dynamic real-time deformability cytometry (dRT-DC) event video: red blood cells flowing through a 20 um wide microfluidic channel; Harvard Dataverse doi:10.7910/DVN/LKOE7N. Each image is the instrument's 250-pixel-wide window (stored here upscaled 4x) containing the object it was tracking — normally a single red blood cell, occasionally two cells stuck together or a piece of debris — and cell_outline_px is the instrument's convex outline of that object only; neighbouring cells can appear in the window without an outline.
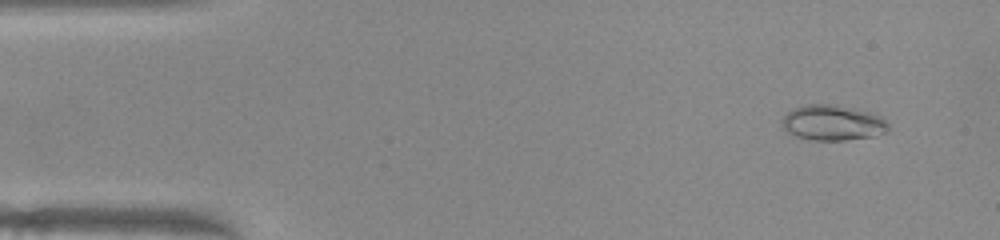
{"species": "common noctule bat (a hibernating species)", "species_latin": "Nyctalus noctula", "temperature_condition": "warm", "stored_images_in_passage": 51, "camera_frame_rate_fps": 3000, "um_per_image_px": 0.085, "animal": {"sex": "female", "body_mass_g": 22.0, "forearm_length_mm": 56.7}, "frame": {"image": 1, "passage_image": 4, "time_ms": 1.0, "image_size_px": [1000, 240], "cell_outline_px": [[888, 132], [872, 136], [844, 140], [812, 140], [796, 136], [788, 132], [784, 128], [780, 120], [788, 112], [796, 108], [808, 104], [836, 104], [864, 112], [876, 116], [884, 120], [888, 124]], "centroid_in_image_um": [70.73, 10.45], "position_along_channel_um": 14.3, "area_um2": 21.44}}
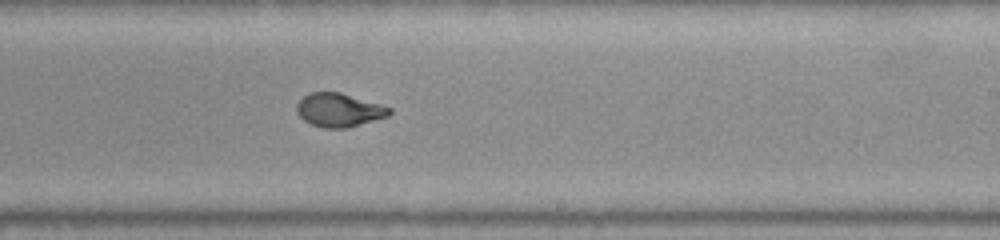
{"frame": {"image": 2, "passage_image": 30, "time_ms": 9.667, "image_size_px": [1000, 240], "cell_outline_px": [[392, 112], [388, 116], [348, 128], [324, 128], [312, 124], [304, 120], [296, 112], [296, 104], [304, 96], [312, 92], [340, 92], [380, 104], [392, 108]], "centroid_in_image_um": [28.82, 9.35], "position_along_channel_um": 260.2, "area_um2": 18.09}}
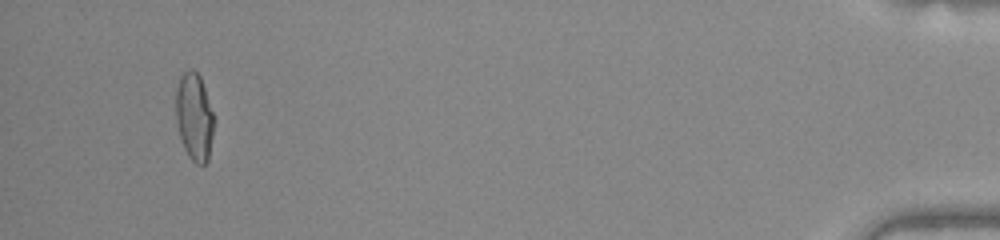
{"frame": {"image": 3, "passage_image": 48, "time_ms": 15.667, "image_size_px": [1000, 240], "cell_outline_px": [[216, 120], [208, 160], [204, 164], [196, 164], [188, 156], [184, 148], [180, 136], [176, 120], [176, 88], [180, 76], [188, 68], [192, 68], [200, 76]], "centroid_in_image_um": [16.53, 9.92], "position_along_channel_um": 418.7, "area_um2": 19.71}, "authors_computed_cell_mechanics": {"area_um2": 18.9006, "velocity_mm_per_s": 4.009, "shape_relaxation_time_tau1_ms": 10.8053, "shape_relaxation_time_tau2_ms": null, "deformation_change_tau1": 0.3624, "deformation_change_tau2": null}}